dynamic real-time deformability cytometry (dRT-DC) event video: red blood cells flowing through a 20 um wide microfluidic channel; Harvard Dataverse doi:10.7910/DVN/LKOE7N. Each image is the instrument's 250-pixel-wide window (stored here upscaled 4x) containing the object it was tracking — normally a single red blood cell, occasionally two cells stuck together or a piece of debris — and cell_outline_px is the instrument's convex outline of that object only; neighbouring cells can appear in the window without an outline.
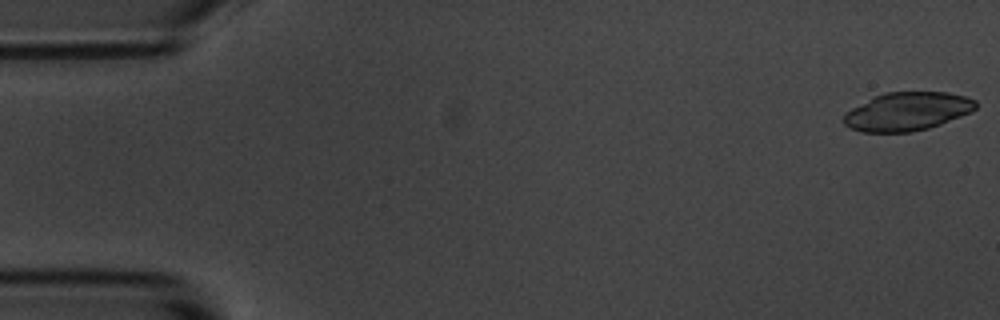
{"species": "common noctule bat (a hibernating species)", "species_latin": "Nyctalus noctula", "temperature_condition": "room temperature", "stored_images_in_passage": 54, "camera_frame_rate_fps": 3000, "um_per_image_px": 0.085, "animal": {"sex": "male", "body_mass_g": 20.1, "forearm_length_mm": 53.5}, "frame": {"image": 1, "passage_image": 1, "time_ms": 0.0, "image_size_px": [1000, 320], "cell_outline_px": [[976, 108], [972, 112], [940, 124], [928, 128], [912, 132], [860, 132], [844, 124], [844, 112], [872, 96], [884, 92], [948, 92], [964, 96], [976, 100]], "centroid_in_image_um": [77.1, 9.46], "position_along_channel_um": 7.9, "area_um2": 29.71}}